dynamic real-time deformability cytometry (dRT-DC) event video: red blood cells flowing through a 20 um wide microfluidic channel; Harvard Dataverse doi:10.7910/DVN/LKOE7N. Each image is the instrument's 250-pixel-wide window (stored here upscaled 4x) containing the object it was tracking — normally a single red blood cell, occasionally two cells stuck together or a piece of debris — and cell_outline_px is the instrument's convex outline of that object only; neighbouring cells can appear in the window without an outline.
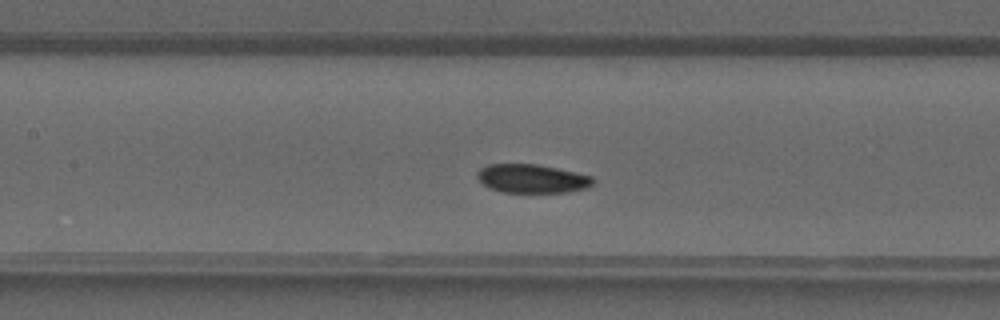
{"species": "common noctule bat (a hibernating species)", "species_latin": "Nyctalus noctula", "temperature_condition": "warm", "stored_images_in_passage": 36, "camera_frame_rate_fps": 3000, "um_per_image_px": 0.085, "animal": {"sex": "male", "forearm_length_mm": 52.5}, "frame": {"image": 1, "passage_image": 14, "time_ms": 4.333, "image_size_px": [1000, 320], "cell_outline_px": [[596, 180], [588, 188], [568, 192], [500, 192], [488, 188], [476, 176], [476, 172], [480, 168], [488, 164], [536, 164], [576, 172], [592, 176]], "centroid_in_image_um": [45.22, 15.18], "position_along_channel_um": 162.2, "area_um2": 19.48}}
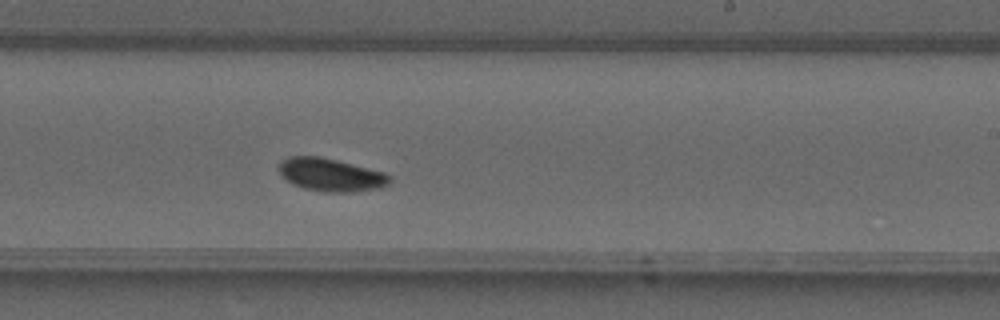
{"frame": {"image": 2, "passage_image": 20, "time_ms": 6.333, "image_size_px": [1000, 320], "cell_outline_px": [[392, 180], [388, 184], [380, 188], [356, 192], [324, 192], [304, 188], [292, 184], [276, 168], [280, 160], [288, 156], [320, 156], [384, 172], [392, 176]], "centroid_in_image_um": [28.11, 14.86], "position_along_channel_um": 260.9, "area_um2": 21.44}}
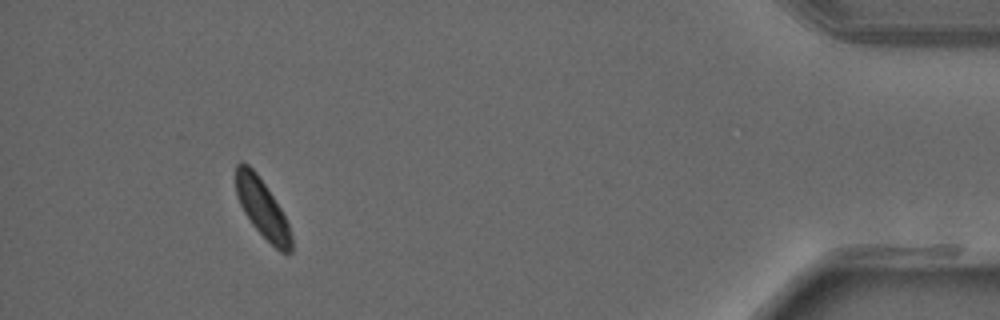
{"frame": {"image": 3, "passage_image": 33, "time_ms": 10.667, "image_size_px": [1000, 320], "cell_outline_px": [[292, 252], [280, 252], [252, 224], [244, 212], [236, 196], [236, 164], [240, 160], [248, 164], [256, 172], [268, 188], [280, 208], [288, 224], [292, 236]], "centroid_in_image_um": [22.28, 17.67], "position_along_channel_um": 412.9, "area_um2": 18.73}}